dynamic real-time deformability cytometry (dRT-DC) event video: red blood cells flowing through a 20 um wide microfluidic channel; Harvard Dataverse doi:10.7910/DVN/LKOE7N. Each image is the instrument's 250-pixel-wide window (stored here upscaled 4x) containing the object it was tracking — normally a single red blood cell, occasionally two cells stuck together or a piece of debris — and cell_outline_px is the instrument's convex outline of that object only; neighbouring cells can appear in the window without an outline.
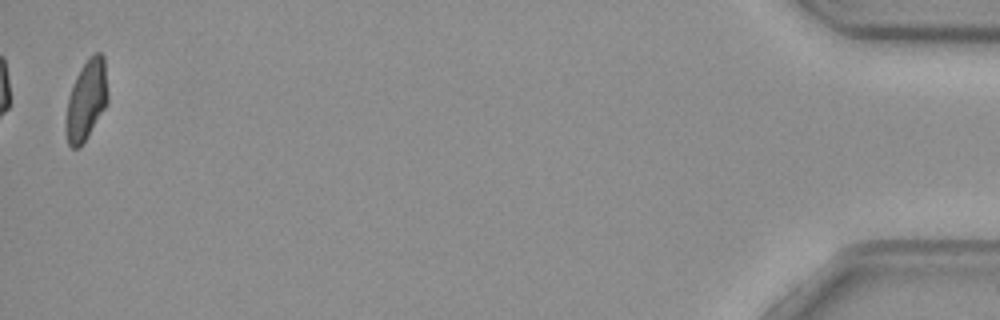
{"species": "common noctule bat (a hibernating species)", "species_latin": "Nyctalus noctula", "temperature_condition": "cold", "stored_images_in_passage": 37, "camera_frame_rate_fps": 3000, "um_per_image_px": 0.085, "animal": {"sex": "female", "body_mass_g": 29.2, "forearm_length_mm": 56.3}, "frame": {"image": 1, "passage_image": 37, "time_ms": 12.0, "image_size_px": [1000, 320], "cell_outline_px": [[108, 100], [104, 108], [80, 148], [72, 148], [68, 144], [64, 128], [64, 124], [68, 96], [72, 84], [80, 68], [88, 56], [96, 52], [100, 52], [104, 56], [108, 96]], "centroid_in_image_um": [7.31, 8.49], "position_along_channel_um": 427.9, "area_um2": 19.77}, "authors_computed_cell_mechanics": {"area_um2": 20.1144, "velocity_mm_per_s": 3.7037, "shape_relaxation_time_tau1_ms": 9.417, "shape_relaxation_time_tau2_ms": 3.0534, "deformation_change_tau1": 0.1795, "deformation_change_tau2": 0.0681}}